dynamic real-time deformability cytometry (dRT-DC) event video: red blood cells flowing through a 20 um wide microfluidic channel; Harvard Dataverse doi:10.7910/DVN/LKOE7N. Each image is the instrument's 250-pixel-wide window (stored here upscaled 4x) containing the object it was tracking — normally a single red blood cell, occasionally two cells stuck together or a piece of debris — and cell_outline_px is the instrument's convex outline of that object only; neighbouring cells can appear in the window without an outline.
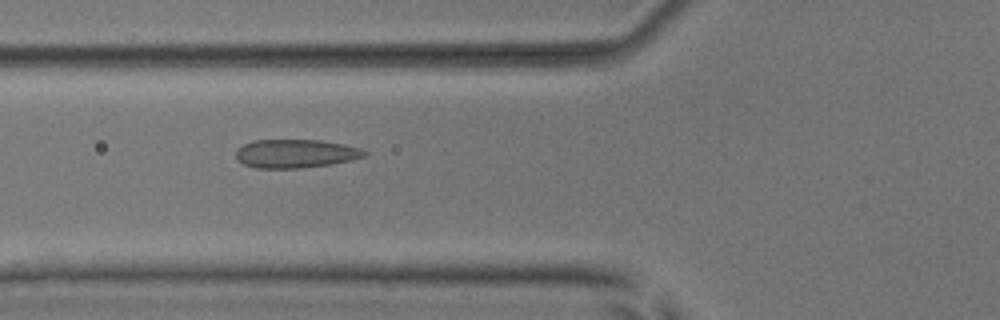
{"species": "common noctule bat (a hibernating species)", "species_latin": "Nyctalus noctula", "temperature_condition": "room temperature", "stored_images_in_passage": 4, "camera_frame_rate_fps": 3000, "um_per_image_px": 0.085, "animal": {"sex": "male", "body_mass_g": 17.9, "forearm_length_mm": 54.2}, "frame": {"image": 1, "passage_image": 2, "time_ms": 1.0, "image_size_px": [1000, 320], "cell_outline_px": [[368, 156], [352, 160], [332, 164], [300, 168], [256, 168], [244, 164], [236, 160], [236, 148], [252, 140], [320, 140], [344, 144], [360, 148], [368, 152]], "centroid_in_image_um": [25.13, 13.05], "position_along_channel_um": 100.7, "area_um2": 21.62}}
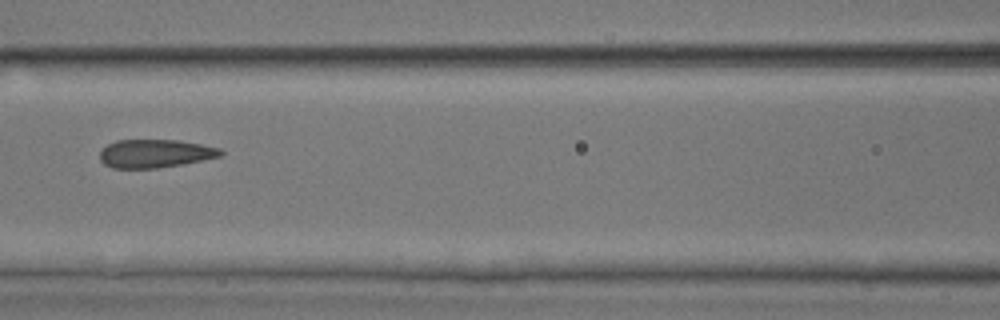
{"frame": {"image": 2, "passage_image": 3, "time_ms": 2.333, "image_size_px": [1000, 320], "cell_outline_px": [[224, 152], [220, 156], [184, 164], [156, 168], [112, 168], [104, 164], [100, 160], [100, 152], [108, 144], [116, 140], [180, 140], [220, 148]], "centroid_in_image_um": [13.18, 13.05], "position_along_channel_um": 153.4, "area_um2": 19.88}}
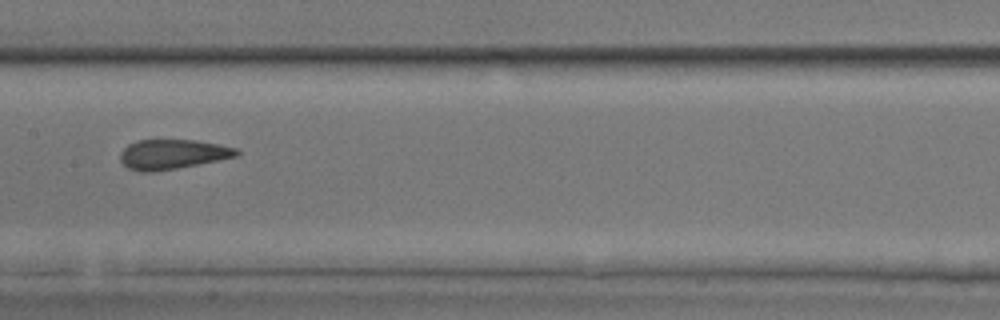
{"frame": {"image": 3, "passage_image": 4, "time_ms": 3.333, "image_size_px": [1000, 320], "cell_outline_px": [[240, 156], [176, 168], [152, 172], [140, 172], [128, 168], [120, 160], [120, 152], [128, 144], [136, 140], [196, 140], [236, 148], [240, 152]], "centroid_in_image_um": [14.65, 13.11], "position_along_channel_um": 192.8, "area_um2": 20.11}}